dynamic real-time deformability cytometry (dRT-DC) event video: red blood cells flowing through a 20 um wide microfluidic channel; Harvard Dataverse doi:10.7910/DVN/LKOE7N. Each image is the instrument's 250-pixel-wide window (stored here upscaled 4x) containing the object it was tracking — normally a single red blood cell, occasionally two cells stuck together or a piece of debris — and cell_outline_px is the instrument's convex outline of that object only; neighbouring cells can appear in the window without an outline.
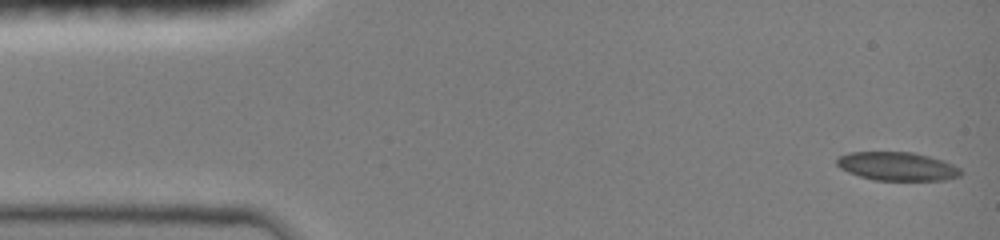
{"species": "common noctule bat (a hibernating species)", "species_latin": "Nyctalus noctula", "temperature_condition": "room temperature", "stored_images_in_passage": 47, "camera_frame_rate_fps": 3000, "um_per_image_px": 0.085, "animal": {"sex": "female", "body_mass_g": 19.0, "forearm_length_mm": 51.5}, "frame": {"image": 1, "passage_image": 1, "time_ms": 0.0, "image_size_px": [1000, 240], "cell_outline_px": [[964, 172], [960, 176], [944, 180], [876, 180], [860, 176], [848, 172], [840, 168], [836, 164], [836, 160], [840, 156], [848, 152], [912, 152], [944, 160], [960, 168]], "centroid_in_image_um": [76.28, 14.13], "position_along_channel_um": 8.7, "area_um2": 20.63}}
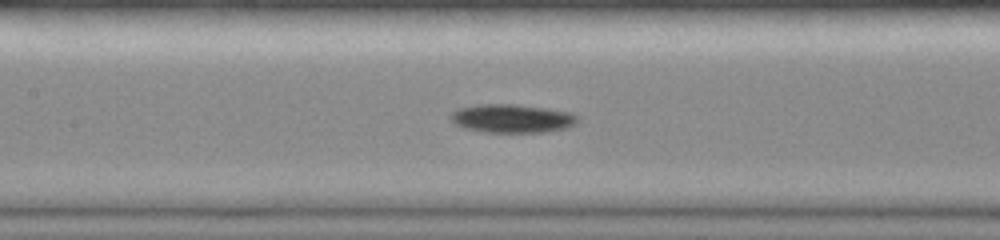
{"frame": {"image": 2, "passage_image": 21, "time_ms": 6.667, "image_size_px": [1000, 240], "cell_outline_px": [[580, 116], [576, 124], [568, 128], [544, 132], [484, 132], [464, 128], [456, 124], [448, 116], [456, 108], [476, 104], [516, 104], [572, 112]], "centroid_in_image_um": [43.53, 10.06], "position_along_channel_um": 163.9, "area_um2": 21.39}}
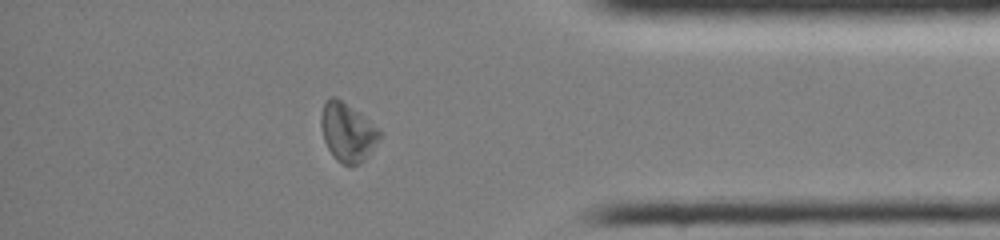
{"frame": {"image": 3, "passage_image": 40, "time_ms": 13.0, "image_size_px": [1000, 240], "cell_outline_px": [[384, 132], [364, 160], [360, 164], [340, 164], [336, 160], [328, 148], [324, 140], [320, 124], [320, 116], [324, 100], [328, 96], [336, 96], [364, 116], [380, 128]], "centroid_in_image_um": [29.53, 11.2], "position_along_channel_um": 405.7, "area_um2": 20.23}, "authors_computed_cell_mechanics": {"area_um2": 20.3456, "velocity_mm_per_s": 4.0316, "shape_relaxation_time_tau1_ms": 2.1372, "shape_relaxation_time_tau2_ms": null, "deformation_change_tau1": 0.1132, "deformation_change_tau2": null}}